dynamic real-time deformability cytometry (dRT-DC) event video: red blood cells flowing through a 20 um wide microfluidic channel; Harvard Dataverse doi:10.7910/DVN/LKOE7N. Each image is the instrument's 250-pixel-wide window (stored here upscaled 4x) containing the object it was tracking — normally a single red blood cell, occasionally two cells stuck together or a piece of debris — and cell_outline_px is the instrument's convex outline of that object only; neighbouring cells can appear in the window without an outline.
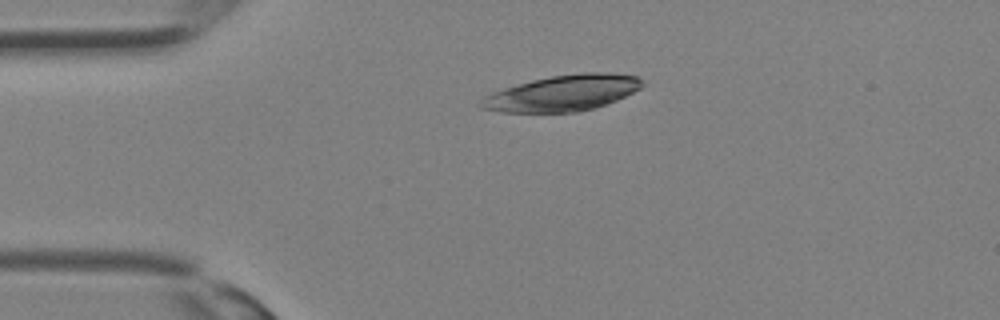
{"species": "Egyptian fruit bat (a non-hibernating species)", "species_latin": "Rousettus aegyptiacus", "temperature_condition": "room temperature", "stored_images_in_passage": 26, "camera_frame_rate_fps": 3000, "um_per_image_px": 0.085, "animal": {"sex": "female"}, "frame": {"image": 1, "passage_image": 1, "time_ms": 0.0, "image_size_px": [1000, 320], "cell_outline_px": [[644, 84], [640, 88], [616, 100], [596, 108], [576, 112], [500, 112], [480, 108], [480, 100], [484, 96], [492, 92], [504, 88], [532, 80], [552, 76], [580, 72], [608, 72], [640, 76]], "centroid_in_image_um": [47.83, 7.91], "position_along_channel_um": 37.2, "area_um2": 33.81}}
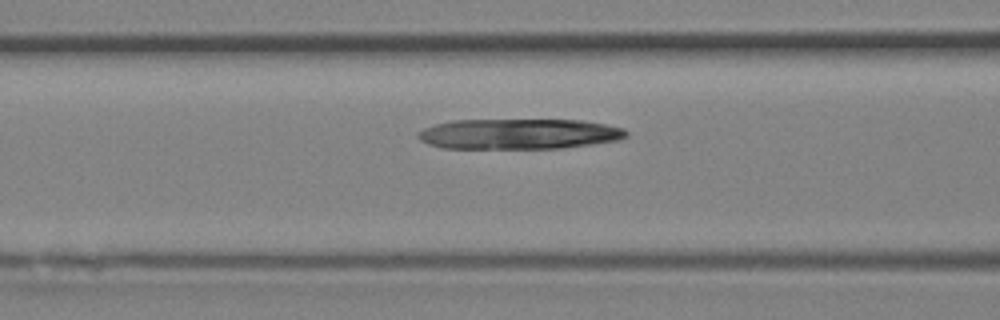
{"frame": {"image": 2, "passage_image": 7, "time_ms": 2.0, "image_size_px": [1000, 320], "cell_outline_px": [[628, 136], [620, 140], [596, 144], [560, 148], [444, 148], [428, 144], [420, 140], [416, 136], [416, 132], [424, 128], [436, 124], [452, 120], [580, 120], [604, 124], [624, 128], [628, 132]], "centroid_in_image_um": [44.12, 11.38], "position_along_channel_um": 122.5, "area_um2": 37.05}}
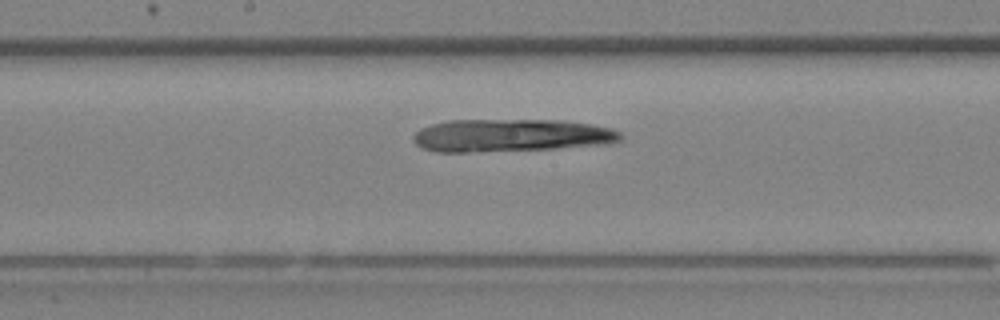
{"frame": {"image": 3, "passage_image": 11, "time_ms": 3.333, "image_size_px": [1000, 320], "cell_outline_px": [[624, 136], [620, 140], [612, 144], [556, 148], [468, 152], [436, 152], [420, 148], [412, 140], [412, 136], [420, 128], [432, 124], [448, 120], [564, 120], [592, 124], [612, 128], [620, 132]], "centroid_in_image_um": [43.46, 11.51], "position_along_channel_um": 204.7, "area_um2": 39.94}}